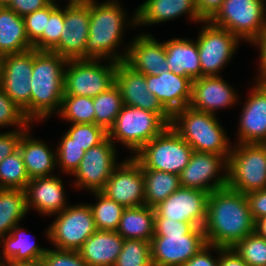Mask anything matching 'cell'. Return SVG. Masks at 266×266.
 <instances>
[{"label":"cell","mask_w":266,"mask_h":266,"mask_svg":"<svg viewBox=\"0 0 266 266\" xmlns=\"http://www.w3.org/2000/svg\"><path fill=\"white\" fill-rule=\"evenodd\" d=\"M28 129L0 132V162L18 150L22 135Z\"/></svg>","instance_id":"bcb514c9"},{"label":"cell","mask_w":266,"mask_h":266,"mask_svg":"<svg viewBox=\"0 0 266 266\" xmlns=\"http://www.w3.org/2000/svg\"><path fill=\"white\" fill-rule=\"evenodd\" d=\"M64 27V8L58 4L50 3L46 6V30L33 44V49L38 51H51L60 41Z\"/></svg>","instance_id":"f35d334b"},{"label":"cell","mask_w":266,"mask_h":266,"mask_svg":"<svg viewBox=\"0 0 266 266\" xmlns=\"http://www.w3.org/2000/svg\"><path fill=\"white\" fill-rule=\"evenodd\" d=\"M66 1H68L67 4H88L93 0H66Z\"/></svg>","instance_id":"11a10c76"},{"label":"cell","mask_w":266,"mask_h":266,"mask_svg":"<svg viewBox=\"0 0 266 266\" xmlns=\"http://www.w3.org/2000/svg\"><path fill=\"white\" fill-rule=\"evenodd\" d=\"M224 0H196V6L200 17L204 21H210L222 7Z\"/></svg>","instance_id":"816d5d0a"},{"label":"cell","mask_w":266,"mask_h":266,"mask_svg":"<svg viewBox=\"0 0 266 266\" xmlns=\"http://www.w3.org/2000/svg\"><path fill=\"white\" fill-rule=\"evenodd\" d=\"M49 4V0H12L8 8L13 10L17 15L24 17Z\"/></svg>","instance_id":"681fc988"},{"label":"cell","mask_w":266,"mask_h":266,"mask_svg":"<svg viewBox=\"0 0 266 266\" xmlns=\"http://www.w3.org/2000/svg\"><path fill=\"white\" fill-rule=\"evenodd\" d=\"M90 27V3L64 5V27L59 43L51 52L66 60L85 59Z\"/></svg>","instance_id":"ac0fdd59"},{"label":"cell","mask_w":266,"mask_h":266,"mask_svg":"<svg viewBox=\"0 0 266 266\" xmlns=\"http://www.w3.org/2000/svg\"><path fill=\"white\" fill-rule=\"evenodd\" d=\"M93 103L95 110L94 124L103 127L108 132L123 107L119 87L114 84L108 90L93 97Z\"/></svg>","instance_id":"836d02e7"},{"label":"cell","mask_w":266,"mask_h":266,"mask_svg":"<svg viewBox=\"0 0 266 266\" xmlns=\"http://www.w3.org/2000/svg\"><path fill=\"white\" fill-rule=\"evenodd\" d=\"M209 193L180 187L165 201L154 207L155 218L189 222L195 227L203 228L207 217V200Z\"/></svg>","instance_id":"e0dca14e"},{"label":"cell","mask_w":266,"mask_h":266,"mask_svg":"<svg viewBox=\"0 0 266 266\" xmlns=\"http://www.w3.org/2000/svg\"><path fill=\"white\" fill-rule=\"evenodd\" d=\"M232 249L248 266H266V239L256 231L238 241Z\"/></svg>","instance_id":"ab89813d"},{"label":"cell","mask_w":266,"mask_h":266,"mask_svg":"<svg viewBox=\"0 0 266 266\" xmlns=\"http://www.w3.org/2000/svg\"><path fill=\"white\" fill-rule=\"evenodd\" d=\"M115 84L120 89L123 105L158 113L169 125L171 124L172 115L156 96L149 92L144 74L133 70L124 61L117 62Z\"/></svg>","instance_id":"d6986e66"},{"label":"cell","mask_w":266,"mask_h":266,"mask_svg":"<svg viewBox=\"0 0 266 266\" xmlns=\"http://www.w3.org/2000/svg\"><path fill=\"white\" fill-rule=\"evenodd\" d=\"M155 210L142 205L125 208L116 232L123 239H136L150 242L154 236Z\"/></svg>","instance_id":"4dcf8cb0"},{"label":"cell","mask_w":266,"mask_h":266,"mask_svg":"<svg viewBox=\"0 0 266 266\" xmlns=\"http://www.w3.org/2000/svg\"><path fill=\"white\" fill-rule=\"evenodd\" d=\"M63 182L55 175L30 179L24 192L28 212L30 209L41 215H54L68 207Z\"/></svg>","instance_id":"603a6c76"},{"label":"cell","mask_w":266,"mask_h":266,"mask_svg":"<svg viewBox=\"0 0 266 266\" xmlns=\"http://www.w3.org/2000/svg\"><path fill=\"white\" fill-rule=\"evenodd\" d=\"M50 3H55V4H58L57 3V0H49Z\"/></svg>","instance_id":"680465c9"},{"label":"cell","mask_w":266,"mask_h":266,"mask_svg":"<svg viewBox=\"0 0 266 266\" xmlns=\"http://www.w3.org/2000/svg\"><path fill=\"white\" fill-rule=\"evenodd\" d=\"M260 50L259 56V72L255 78V82L266 85V30L260 35V37L252 44Z\"/></svg>","instance_id":"f907efd6"},{"label":"cell","mask_w":266,"mask_h":266,"mask_svg":"<svg viewBox=\"0 0 266 266\" xmlns=\"http://www.w3.org/2000/svg\"><path fill=\"white\" fill-rule=\"evenodd\" d=\"M145 78L149 92L156 96L171 115L189 106L192 96L191 78L177 75L170 70L159 75H145Z\"/></svg>","instance_id":"cb8c5ba5"},{"label":"cell","mask_w":266,"mask_h":266,"mask_svg":"<svg viewBox=\"0 0 266 266\" xmlns=\"http://www.w3.org/2000/svg\"><path fill=\"white\" fill-rule=\"evenodd\" d=\"M123 242L116 231L97 230L78 251L88 266H114Z\"/></svg>","instance_id":"4316f807"},{"label":"cell","mask_w":266,"mask_h":266,"mask_svg":"<svg viewBox=\"0 0 266 266\" xmlns=\"http://www.w3.org/2000/svg\"><path fill=\"white\" fill-rule=\"evenodd\" d=\"M145 186V205L155 207L180 187L179 175L160 170H142Z\"/></svg>","instance_id":"1f68e13d"},{"label":"cell","mask_w":266,"mask_h":266,"mask_svg":"<svg viewBox=\"0 0 266 266\" xmlns=\"http://www.w3.org/2000/svg\"><path fill=\"white\" fill-rule=\"evenodd\" d=\"M266 0H224L210 22L253 44L266 30Z\"/></svg>","instance_id":"9c48e42d"},{"label":"cell","mask_w":266,"mask_h":266,"mask_svg":"<svg viewBox=\"0 0 266 266\" xmlns=\"http://www.w3.org/2000/svg\"><path fill=\"white\" fill-rule=\"evenodd\" d=\"M108 137V132L101 126L89 123L72 124L65 132L59 144H77L87 151L97 146Z\"/></svg>","instance_id":"8d00e7d4"},{"label":"cell","mask_w":266,"mask_h":266,"mask_svg":"<svg viewBox=\"0 0 266 266\" xmlns=\"http://www.w3.org/2000/svg\"><path fill=\"white\" fill-rule=\"evenodd\" d=\"M96 203H89L97 230L116 231L125 207L108 198L101 191L91 192Z\"/></svg>","instance_id":"e575fe53"},{"label":"cell","mask_w":266,"mask_h":266,"mask_svg":"<svg viewBox=\"0 0 266 266\" xmlns=\"http://www.w3.org/2000/svg\"><path fill=\"white\" fill-rule=\"evenodd\" d=\"M211 249L218 252V257L212 256ZM183 266H219V247L207 244Z\"/></svg>","instance_id":"c3c4849f"},{"label":"cell","mask_w":266,"mask_h":266,"mask_svg":"<svg viewBox=\"0 0 266 266\" xmlns=\"http://www.w3.org/2000/svg\"><path fill=\"white\" fill-rule=\"evenodd\" d=\"M55 216L57 217L48 226L45 234L46 239L57 249L78 251L83 243L97 231L88 203L68 205Z\"/></svg>","instance_id":"8fae6325"},{"label":"cell","mask_w":266,"mask_h":266,"mask_svg":"<svg viewBox=\"0 0 266 266\" xmlns=\"http://www.w3.org/2000/svg\"><path fill=\"white\" fill-rule=\"evenodd\" d=\"M227 186L243 194L266 189V150L261 144H234L228 158Z\"/></svg>","instance_id":"ba28073f"},{"label":"cell","mask_w":266,"mask_h":266,"mask_svg":"<svg viewBox=\"0 0 266 266\" xmlns=\"http://www.w3.org/2000/svg\"><path fill=\"white\" fill-rule=\"evenodd\" d=\"M33 49L22 16L8 7H0V56L18 54Z\"/></svg>","instance_id":"f546056e"},{"label":"cell","mask_w":266,"mask_h":266,"mask_svg":"<svg viewBox=\"0 0 266 266\" xmlns=\"http://www.w3.org/2000/svg\"><path fill=\"white\" fill-rule=\"evenodd\" d=\"M255 224L245 194L228 186L209 193L203 227L207 244L232 248L255 231Z\"/></svg>","instance_id":"6da1fadb"},{"label":"cell","mask_w":266,"mask_h":266,"mask_svg":"<svg viewBox=\"0 0 266 266\" xmlns=\"http://www.w3.org/2000/svg\"><path fill=\"white\" fill-rule=\"evenodd\" d=\"M169 124L158 114L142 108L123 105L113 126L108 131L110 140L121 143L134 155Z\"/></svg>","instance_id":"8992f818"},{"label":"cell","mask_w":266,"mask_h":266,"mask_svg":"<svg viewBox=\"0 0 266 266\" xmlns=\"http://www.w3.org/2000/svg\"><path fill=\"white\" fill-rule=\"evenodd\" d=\"M255 231L266 239V218L256 221Z\"/></svg>","instance_id":"db71d44e"},{"label":"cell","mask_w":266,"mask_h":266,"mask_svg":"<svg viewBox=\"0 0 266 266\" xmlns=\"http://www.w3.org/2000/svg\"><path fill=\"white\" fill-rule=\"evenodd\" d=\"M67 61L51 51L34 49L31 74V123L58 113L64 96V69Z\"/></svg>","instance_id":"277c9868"},{"label":"cell","mask_w":266,"mask_h":266,"mask_svg":"<svg viewBox=\"0 0 266 266\" xmlns=\"http://www.w3.org/2000/svg\"><path fill=\"white\" fill-rule=\"evenodd\" d=\"M204 26L197 36L201 77L220 76V71L227 65L240 43L230 31L204 21Z\"/></svg>","instance_id":"7c38bea8"},{"label":"cell","mask_w":266,"mask_h":266,"mask_svg":"<svg viewBox=\"0 0 266 266\" xmlns=\"http://www.w3.org/2000/svg\"><path fill=\"white\" fill-rule=\"evenodd\" d=\"M135 12L136 26L167 22L182 15L197 23L204 22L198 13L196 0H145Z\"/></svg>","instance_id":"d4e9b609"},{"label":"cell","mask_w":266,"mask_h":266,"mask_svg":"<svg viewBox=\"0 0 266 266\" xmlns=\"http://www.w3.org/2000/svg\"><path fill=\"white\" fill-rule=\"evenodd\" d=\"M101 192L125 208L145 205L144 175L141 164L132 156L112 171Z\"/></svg>","instance_id":"2e32d148"},{"label":"cell","mask_w":266,"mask_h":266,"mask_svg":"<svg viewBox=\"0 0 266 266\" xmlns=\"http://www.w3.org/2000/svg\"><path fill=\"white\" fill-rule=\"evenodd\" d=\"M20 226L15 225L9 234L0 238V243L3 245L0 250V261L10 266H39L47 248L32 242L25 235L27 231Z\"/></svg>","instance_id":"484cf974"},{"label":"cell","mask_w":266,"mask_h":266,"mask_svg":"<svg viewBox=\"0 0 266 266\" xmlns=\"http://www.w3.org/2000/svg\"><path fill=\"white\" fill-rule=\"evenodd\" d=\"M12 0H0V7H8Z\"/></svg>","instance_id":"9f6ffc18"},{"label":"cell","mask_w":266,"mask_h":266,"mask_svg":"<svg viewBox=\"0 0 266 266\" xmlns=\"http://www.w3.org/2000/svg\"><path fill=\"white\" fill-rule=\"evenodd\" d=\"M39 266H88L79 251L47 249Z\"/></svg>","instance_id":"ee69618b"},{"label":"cell","mask_w":266,"mask_h":266,"mask_svg":"<svg viewBox=\"0 0 266 266\" xmlns=\"http://www.w3.org/2000/svg\"><path fill=\"white\" fill-rule=\"evenodd\" d=\"M29 42L33 45L46 30V7L23 17Z\"/></svg>","instance_id":"f6af8a7d"},{"label":"cell","mask_w":266,"mask_h":266,"mask_svg":"<svg viewBox=\"0 0 266 266\" xmlns=\"http://www.w3.org/2000/svg\"><path fill=\"white\" fill-rule=\"evenodd\" d=\"M150 244L153 266H183L207 245L203 228L166 218H155Z\"/></svg>","instance_id":"3957f363"},{"label":"cell","mask_w":266,"mask_h":266,"mask_svg":"<svg viewBox=\"0 0 266 266\" xmlns=\"http://www.w3.org/2000/svg\"><path fill=\"white\" fill-rule=\"evenodd\" d=\"M169 70L192 80L201 77V66L196 40L174 38L164 41Z\"/></svg>","instance_id":"f1b7e54d"},{"label":"cell","mask_w":266,"mask_h":266,"mask_svg":"<svg viewBox=\"0 0 266 266\" xmlns=\"http://www.w3.org/2000/svg\"><path fill=\"white\" fill-rule=\"evenodd\" d=\"M192 147L169 125L145 144L134 158L142 170H160L179 175L188 165Z\"/></svg>","instance_id":"52a82bcc"},{"label":"cell","mask_w":266,"mask_h":266,"mask_svg":"<svg viewBox=\"0 0 266 266\" xmlns=\"http://www.w3.org/2000/svg\"><path fill=\"white\" fill-rule=\"evenodd\" d=\"M31 124L23 110L0 87V128L31 129Z\"/></svg>","instance_id":"b9f144b4"},{"label":"cell","mask_w":266,"mask_h":266,"mask_svg":"<svg viewBox=\"0 0 266 266\" xmlns=\"http://www.w3.org/2000/svg\"><path fill=\"white\" fill-rule=\"evenodd\" d=\"M0 266H10V265H8L6 263H2Z\"/></svg>","instance_id":"91938a15"},{"label":"cell","mask_w":266,"mask_h":266,"mask_svg":"<svg viewBox=\"0 0 266 266\" xmlns=\"http://www.w3.org/2000/svg\"><path fill=\"white\" fill-rule=\"evenodd\" d=\"M231 86L222 76H203L194 79L189 106L214 115L220 109L231 108L239 100L238 94Z\"/></svg>","instance_id":"ffe728a7"},{"label":"cell","mask_w":266,"mask_h":266,"mask_svg":"<svg viewBox=\"0 0 266 266\" xmlns=\"http://www.w3.org/2000/svg\"><path fill=\"white\" fill-rule=\"evenodd\" d=\"M242 108L237 144H261L266 140V85L255 82Z\"/></svg>","instance_id":"7402d4cb"},{"label":"cell","mask_w":266,"mask_h":266,"mask_svg":"<svg viewBox=\"0 0 266 266\" xmlns=\"http://www.w3.org/2000/svg\"><path fill=\"white\" fill-rule=\"evenodd\" d=\"M29 181L19 149L0 162V189L24 190Z\"/></svg>","instance_id":"74e56055"},{"label":"cell","mask_w":266,"mask_h":266,"mask_svg":"<svg viewBox=\"0 0 266 266\" xmlns=\"http://www.w3.org/2000/svg\"><path fill=\"white\" fill-rule=\"evenodd\" d=\"M27 213L24 190L0 189V238L20 224Z\"/></svg>","instance_id":"d6a6232c"},{"label":"cell","mask_w":266,"mask_h":266,"mask_svg":"<svg viewBox=\"0 0 266 266\" xmlns=\"http://www.w3.org/2000/svg\"><path fill=\"white\" fill-rule=\"evenodd\" d=\"M68 60L64 69V95L96 97L115 84L117 61Z\"/></svg>","instance_id":"30bf717a"},{"label":"cell","mask_w":266,"mask_h":266,"mask_svg":"<svg viewBox=\"0 0 266 266\" xmlns=\"http://www.w3.org/2000/svg\"><path fill=\"white\" fill-rule=\"evenodd\" d=\"M34 49L1 56L0 87L31 121V74Z\"/></svg>","instance_id":"4fadbf2b"},{"label":"cell","mask_w":266,"mask_h":266,"mask_svg":"<svg viewBox=\"0 0 266 266\" xmlns=\"http://www.w3.org/2000/svg\"><path fill=\"white\" fill-rule=\"evenodd\" d=\"M227 171L228 160L224 156L193 151L188 165L179 174L180 184L211 193L227 186Z\"/></svg>","instance_id":"9a60e30c"},{"label":"cell","mask_w":266,"mask_h":266,"mask_svg":"<svg viewBox=\"0 0 266 266\" xmlns=\"http://www.w3.org/2000/svg\"><path fill=\"white\" fill-rule=\"evenodd\" d=\"M29 132L30 129L22 135L18 146L29 178L54 175V168L57 167L56 150L40 139L33 138Z\"/></svg>","instance_id":"83f0119b"},{"label":"cell","mask_w":266,"mask_h":266,"mask_svg":"<svg viewBox=\"0 0 266 266\" xmlns=\"http://www.w3.org/2000/svg\"><path fill=\"white\" fill-rule=\"evenodd\" d=\"M117 154L116 146L109 137L85 151L79 167L72 174L75 176L74 188L101 191L112 171L121 163L117 161Z\"/></svg>","instance_id":"5bb4252c"},{"label":"cell","mask_w":266,"mask_h":266,"mask_svg":"<svg viewBox=\"0 0 266 266\" xmlns=\"http://www.w3.org/2000/svg\"><path fill=\"white\" fill-rule=\"evenodd\" d=\"M219 266H248L232 248L219 247Z\"/></svg>","instance_id":"f5cc1de1"},{"label":"cell","mask_w":266,"mask_h":266,"mask_svg":"<svg viewBox=\"0 0 266 266\" xmlns=\"http://www.w3.org/2000/svg\"><path fill=\"white\" fill-rule=\"evenodd\" d=\"M170 126L193 151L218 154L228 160L232 143L216 115L187 106L172 115Z\"/></svg>","instance_id":"5b68a950"},{"label":"cell","mask_w":266,"mask_h":266,"mask_svg":"<svg viewBox=\"0 0 266 266\" xmlns=\"http://www.w3.org/2000/svg\"><path fill=\"white\" fill-rule=\"evenodd\" d=\"M118 1L90 2V27L85 59L124 61L128 46H124L122 53L116 50L123 44L124 27H136V12L129 18Z\"/></svg>","instance_id":"7a4b0ae2"},{"label":"cell","mask_w":266,"mask_h":266,"mask_svg":"<svg viewBox=\"0 0 266 266\" xmlns=\"http://www.w3.org/2000/svg\"><path fill=\"white\" fill-rule=\"evenodd\" d=\"M128 43L124 62L144 75H159L169 71L164 42H158L152 34L142 33Z\"/></svg>","instance_id":"44dd1931"},{"label":"cell","mask_w":266,"mask_h":266,"mask_svg":"<svg viewBox=\"0 0 266 266\" xmlns=\"http://www.w3.org/2000/svg\"><path fill=\"white\" fill-rule=\"evenodd\" d=\"M249 203L250 213L256 221L266 218V189L245 194Z\"/></svg>","instance_id":"7dc6e473"},{"label":"cell","mask_w":266,"mask_h":266,"mask_svg":"<svg viewBox=\"0 0 266 266\" xmlns=\"http://www.w3.org/2000/svg\"><path fill=\"white\" fill-rule=\"evenodd\" d=\"M85 151L77 144H59L56 147L57 166L63 173L73 174L79 167Z\"/></svg>","instance_id":"7bdbcfd3"},{"label":"cell","mask_w":266,"mask_h":266,"mask_svg":"<svg viewBox=\"0 0 266 266\" xmlns=\"http://www.w3.org/2000/svg\"><path fill=\"white\" fill-rule=\"evenodd\" d=\"M261 145L263 146V148L266 150V140H264Z\"/></svg>","instance_id":"6f0895ef"},{"label":"cell","mask_w":266,"mask_h":266,"mask_svg":"<svg viewBox=\"0 0 266 266\" xmlns=\"http://www.w3.org/2000/svg\"><path fill=\"white\" fill-rule=\"evenodd\" d=\"M71 124H94L95 110L92 97L64 95L59 112Z\"/></svg>","instance_id":"d590c367"},{"label":"cell","mask_w":266,"mask_h":266,"mask_svg":"<svg viewBox=\"0 0 266 266\" xmlns=\"http://www.w3.org/2000/svg\"><path fill=\"white\" fill-rule=\"evenodd\" d=\"M114 266H153L150 242L124 239L121 252Z\"/></svg>","instance_id":"60d3db41"}]
</instances>
